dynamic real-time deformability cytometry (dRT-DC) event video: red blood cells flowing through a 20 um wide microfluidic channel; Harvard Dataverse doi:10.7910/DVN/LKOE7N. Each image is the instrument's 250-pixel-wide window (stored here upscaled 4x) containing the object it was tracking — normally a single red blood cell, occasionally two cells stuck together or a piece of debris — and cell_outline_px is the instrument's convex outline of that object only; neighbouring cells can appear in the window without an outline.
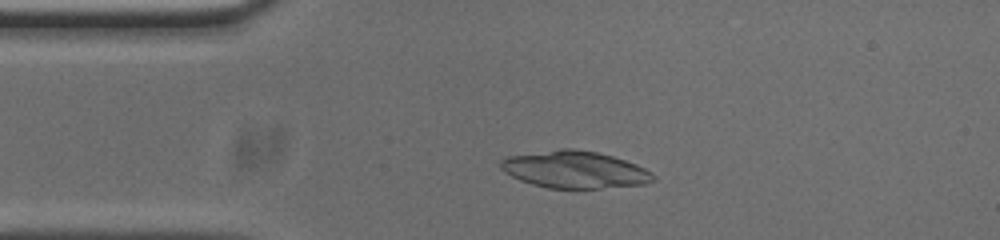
{"species": "common noctule bat (a hibernating species)", "species_latin": "Nyctalus noctula", "temperature_condition": "cold", "stored_images_in_passage": 42, "camera_frame_rate_fps": 3000, "um_per_image_px": 0.085, "animal": {"sex": "male", "body_mass_g": 20.0, "forearm_length_mm": 53.3}, "frame": {"image": 1, "passage_image": 7, "time_ms": 2.0, "image_size_px": [1000, 240], "cell_outline_px": [[656, 180], [644, 184], [600, 188], [548, 188], [532, 184], [520, 180], [504, 172], [500, 168], [500, 160], [508, 156], [560, 148], [572, 148], [596, 152], [612, 156], [636, 164], [652, 172], [656, 176]], "centroid_in_image_um": [48.84, 14.41], "position_along_channel_um": 36.2, "area_um2": 33.0}}